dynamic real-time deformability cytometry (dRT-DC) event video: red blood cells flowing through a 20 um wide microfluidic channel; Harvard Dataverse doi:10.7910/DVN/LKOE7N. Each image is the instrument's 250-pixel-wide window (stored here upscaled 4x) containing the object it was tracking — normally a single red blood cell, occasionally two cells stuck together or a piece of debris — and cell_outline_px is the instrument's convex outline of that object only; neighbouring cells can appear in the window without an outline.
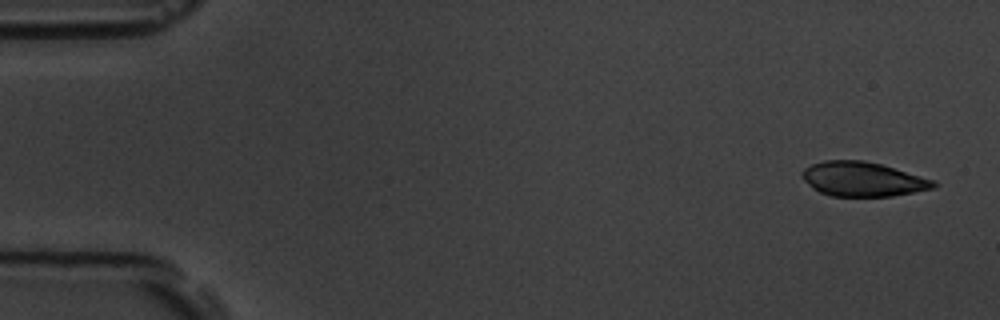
{"species": "common noctule bat (a hibernating species)", "species_latin": "Nyctalus noctula", "temperature_condition": "room temperature", "stored_images_in_passage": 4, "camera_frame_rate_fps": 3000, "um_per_image_px": 0.085, "animal": {"sex": "male", "body_mass_g": 19.5, "forearm_length_mm": 54.6}, "frame": {"image": 1, "passage_image": 1, "time_ms": 0.0, "image_size_px": [1000, 320], "cell_outline_px": [[936, 188], [892, 196], [832, 196], [820, 192], [812, 188], [804, 180], [800, 172], [804, 168], [812, 164], [824, 160], [864, 160], [880, 164], [936, 180]], "centroid_in_image_um": [73.33, 15.22], "position_along_channel_um": 11.7, "area_um2": 26.41}}
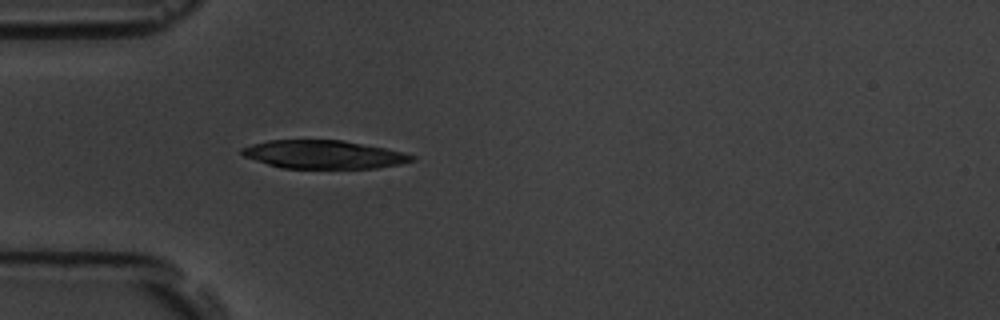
{"frame": {"image": 2, "passage_image": 4, "time_ms": 4.667, "image_size_px": [1000, 320], "cell_outline_px": [[416, 160], [400, 164], [376, 168], [280, 168], [244, 156], [240, 152], [240, 148], [252, 144], [268, 140], [344, 140], [404, 152], [416, 156]], "centroid_in_image_um": [27.52, 13.13], "position_along_channel_um": 57.5, "area_um2": 28.03}}